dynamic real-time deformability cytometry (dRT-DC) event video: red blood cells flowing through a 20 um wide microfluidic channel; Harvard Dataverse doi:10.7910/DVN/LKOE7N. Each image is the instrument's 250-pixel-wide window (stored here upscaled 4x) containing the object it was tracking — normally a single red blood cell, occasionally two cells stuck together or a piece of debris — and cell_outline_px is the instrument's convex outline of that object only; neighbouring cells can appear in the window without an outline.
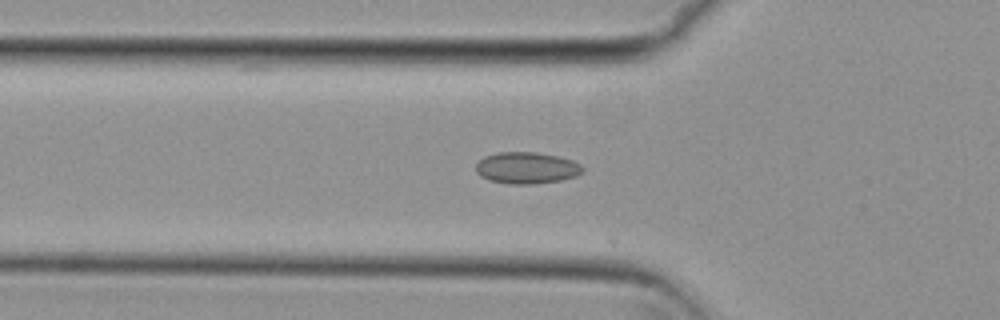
{"species": "common noctule bat (a hibernating species)", "species_latin": "Nyctalus noctula", "temperature_condition": "cold", "stored_images_in_passage": 23, "camera_frame_rate_fps": 3000, "um_per_image_px": 0.085, "animal": {"sex": "female", "body_mass_g": 29.2, "forearm_length_mm": 56.3}, "frame": {"image": 1, "passage_image": 19, "time_ms": 6.0, "image_size_px": [1000, 320], "cell_outline_px": [[584, 172], [576, 176], [560, 180], [532, 184], [508, 184], [488, 180], [480, 176], [476, 172], [476, 164], [484, 156], [496, 152], [536, 152], [560, 156], [572, 160], [580, 164], [584, 168]], "centroid_in_image_um": [44.76, 14.27], "position_along_channel_um": 81.0, "area_um2": 19.88}}
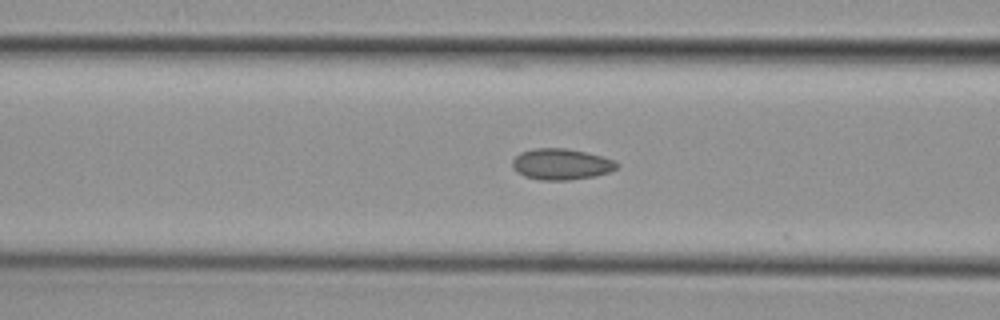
{"frame": {"image": 2, "passage_image": 22, "time_ms": 7.0, "image_size_px": [1000, 320], "cell_outline_px": [[620, 164], [616, 168], [608, 172], [596, 176], [568, 180], [540, 180], [524, 176], [516, 172], [512, 168], [512, 160], [520, 152], [532, 148], [568, 148], [604, 156], [616, 160]], "centroid_in_image_um": [47.71, 13.95], "position_along_channel_um": 118.9, "area_um2": 19.25}}